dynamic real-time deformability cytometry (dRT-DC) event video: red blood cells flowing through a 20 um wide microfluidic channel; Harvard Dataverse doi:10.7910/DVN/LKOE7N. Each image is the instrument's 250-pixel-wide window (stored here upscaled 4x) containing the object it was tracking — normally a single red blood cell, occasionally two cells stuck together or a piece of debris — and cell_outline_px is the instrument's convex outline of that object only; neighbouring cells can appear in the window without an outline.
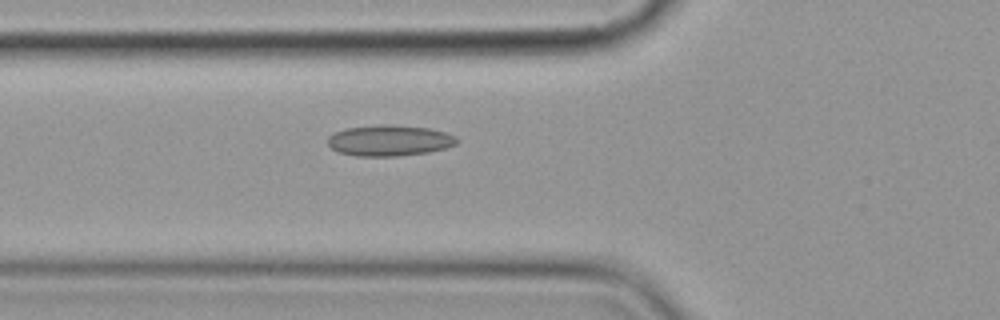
{"species": "common noctule bat (a hibernating species)", "species_latin": "Nyctalus noctula", "temperature_condition": "cold", "stored_images_in_passage": 6, "camera_frame_rate_fps": 3000, "um_per_image_px": 0.085, "animal": {"sex": "female", "body_mass_g": 19.9}, "frame": {"image": 1, "passage_image": 6, "time_ms": 6.667, "image_size_px": [1000, 320], "cell_outline_px": [[460, 140], [456, 144], [444, 148], [428, 152], [396, 156], [356, 156], [340, 152], [332, 148], [328, 144], [328, 136], [344, 128], [384, 124], [392, 124], [428, 128], [444, 132], [456, 136]], "centroid_in_image_um": [33.1, 11.93], "position_along_channel_um": 92.7, "area_um2": 23.24}}